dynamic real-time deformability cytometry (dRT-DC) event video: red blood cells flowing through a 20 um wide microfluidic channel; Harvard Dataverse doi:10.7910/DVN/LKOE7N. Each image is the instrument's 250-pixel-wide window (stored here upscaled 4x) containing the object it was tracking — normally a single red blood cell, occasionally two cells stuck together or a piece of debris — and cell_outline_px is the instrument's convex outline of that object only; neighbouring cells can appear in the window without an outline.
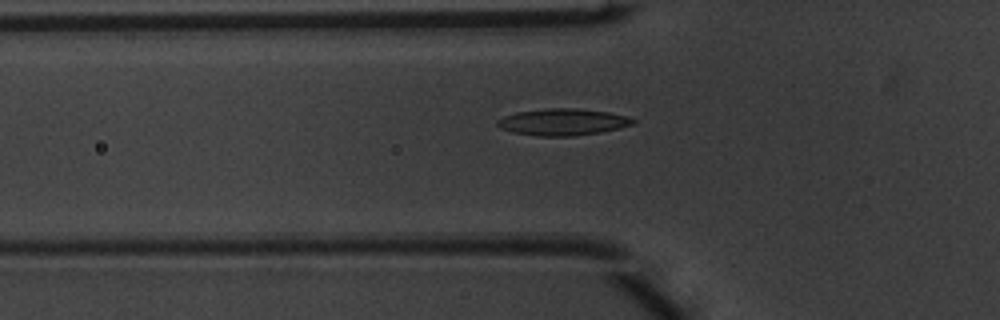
{"species": "common noctule bat (a hibernating species)", "species_latin": "Nyctalus noctula", "temperature_condition": "warm", "stored_images_in_passage": 32, "camera_frame_rate_fps": 3000, "um_per_image_px": 0.085, "animal": {"sex": "male", "body_mass_g": 20.1, "forearm_length_mm": 53.5}, "frame": {"image": 1, "passage_image": 3, "time_ms": 0.667, "image_size_px": [1000, 320], "cell_outline_px": [[636, 124], [620, 128], [600, 132], [572, 136], [536, 136], [512, 132], [500, 128], [496, 124], [496, 120], [504, 116], [516, 112], [544, 108], [576, 108], [608, 112], [628, 116], [636, 120]], "centroid_in_image_um": [47.84, 10.37], "position_along_channel_um": 78.0, "area_um2": 21.33}}
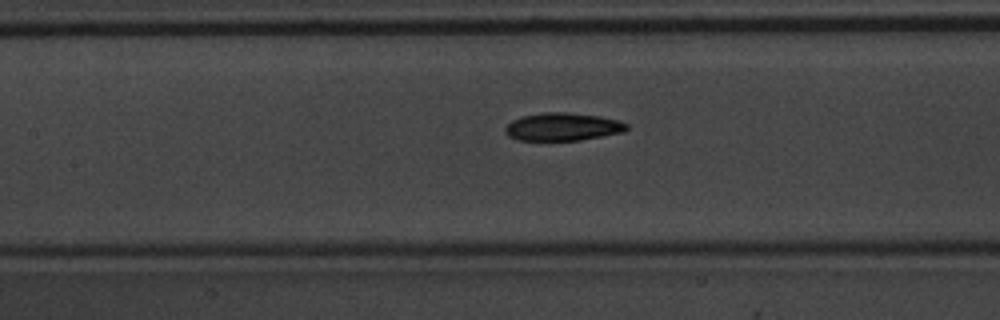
{"frame": {"image": 2, "passage_image": 9, "time_ms": 2.667, "image_size_px": [1000, 320], "cell_outline_px": [[628, 128], [624, 132], [580, 140], [516, 140], [508, 136], [504, 132], [504, 128], [512, 120], [524, 116], [540, 112], [568, 112], [600, 116], [616, 120], [628, 124]], "centroid_in_image_um": [47.81, 10.77], "position_along_channel_um": 159.6, "area_um2": 19.77}}
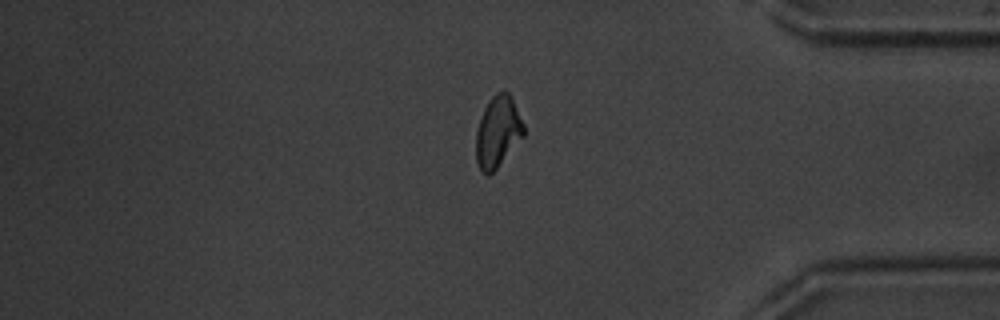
{"frame": {"image": 3, "passage_image": 28, "time_ms": 9.0, "image_size_px": [1000, 320], "cell_outline_px": [[524, 136], [496, 168], [488, 176], [480, 172], [476, 160], [476, 132], [484, 108], [492, 96], [496, 92], [504, 88], [508, 92], [524, 124]], "centroid_in_image_um": [42.3, 11.2], "position_along_channel_um": 392.9, "area_um2": 19.71}, "authors_computed_cell_mechanics": {"area_um2": 19.7387, "velocity_mm_per_s": 4.0333, "shape_relaxation_time_tau1_ms": 4.5273, "shape_relaxation_time_tau2_ms": 3.3247, "deformation_change_tau1": 0.1576, "deformation_change_tau2": 0.0932}}